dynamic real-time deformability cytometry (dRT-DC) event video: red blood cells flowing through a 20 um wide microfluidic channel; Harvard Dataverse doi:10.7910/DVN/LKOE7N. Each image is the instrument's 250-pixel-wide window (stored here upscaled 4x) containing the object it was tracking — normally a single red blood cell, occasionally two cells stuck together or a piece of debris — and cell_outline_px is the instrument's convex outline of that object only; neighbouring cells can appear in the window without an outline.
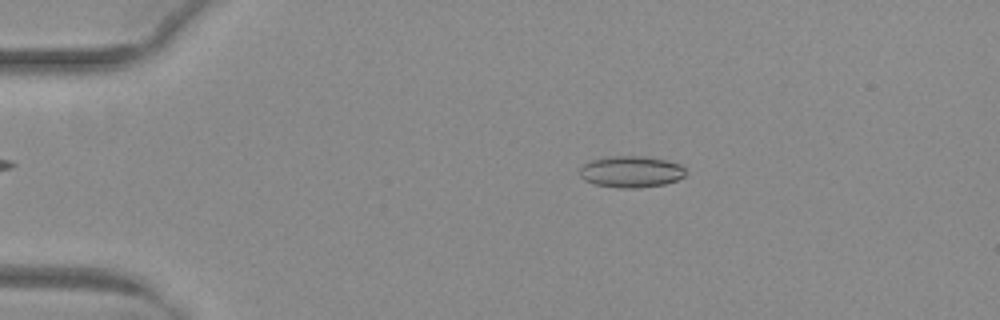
{"species": "common noctule bat (a hibernating species)", "species_latin": "Nyctalus noctula", "temperature_condition": "warm", "stored_images_in_passage": 29, "camera_frame_rate_fps": 3000, "um_per_image_px": 0.085, "animal": {"sex": "female", "body_mass_g": 29.2, "forearm_length_mm": 56.3}, "frame": {"image": 1, "passage_image": 10, "time_ms": 3.0, "image_size_px": [1000, 320], "cell_outline_px": [[684, 176], [676, 180], [664, 184], [636, 188], [620, 188], [596, 184], [584, 180], [580, 176], [580, 168], [584, 164], [592, 160], [612, 156], [640, 156], [664, 160], [680, 164], [684, 168]], "centroid_in_image_um": [53.62, 14.6], "position_along_channel_um": 31.4, "area_um2": 19.13}}
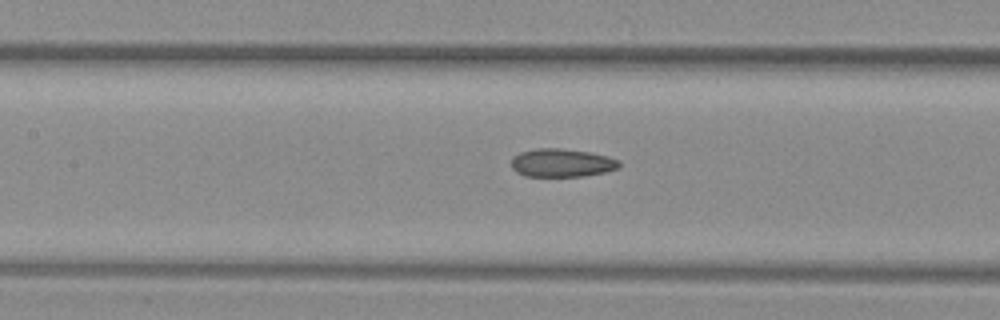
{"frame": {"image": 2, "passage_image": 24, "time_ms": 7.667, "image_size_px": [1000, 320], "cell_outline_px": [[620, 168], [604, 172], [584, 176], [524, 176], [516, 172], [512, 168], [512, 156], [520, 152], [536, 148], [560, 148], [588, 152], [608, 156], [620, 160]], "centroid_in_image_um": [47.75, 13.84], "position_along_channel_um": 159.7, "area_um2": 17.86}}
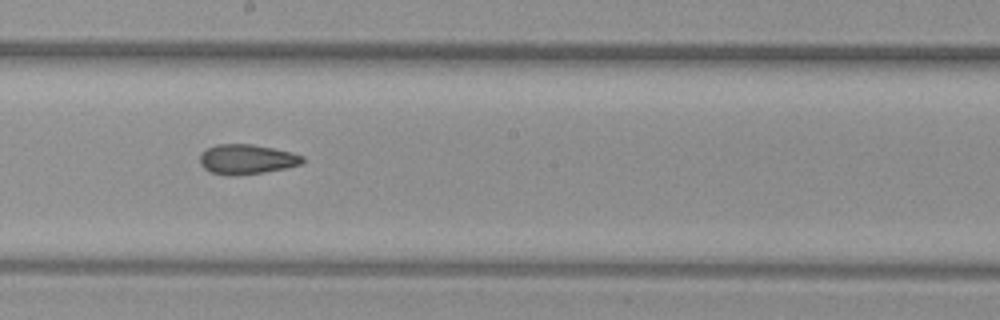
{"frame": {"image": 3, "passage_image": 29, "time_ms": 9.333, "image_size_px": [1000, 320], "cell_outline_px": [[304, 160], [300, 164], [284, 168], [264, 172], [236, 176], [228, 176], [208, 172], [200, 164], [200, 152], [204, 148], [216, 144], [252, 144], [292, 152], [304, 156]], "centroid_in_image_um": [20.9, 13.54], "position_along_channel_um": 227.3, "area_um2": 18.09}}